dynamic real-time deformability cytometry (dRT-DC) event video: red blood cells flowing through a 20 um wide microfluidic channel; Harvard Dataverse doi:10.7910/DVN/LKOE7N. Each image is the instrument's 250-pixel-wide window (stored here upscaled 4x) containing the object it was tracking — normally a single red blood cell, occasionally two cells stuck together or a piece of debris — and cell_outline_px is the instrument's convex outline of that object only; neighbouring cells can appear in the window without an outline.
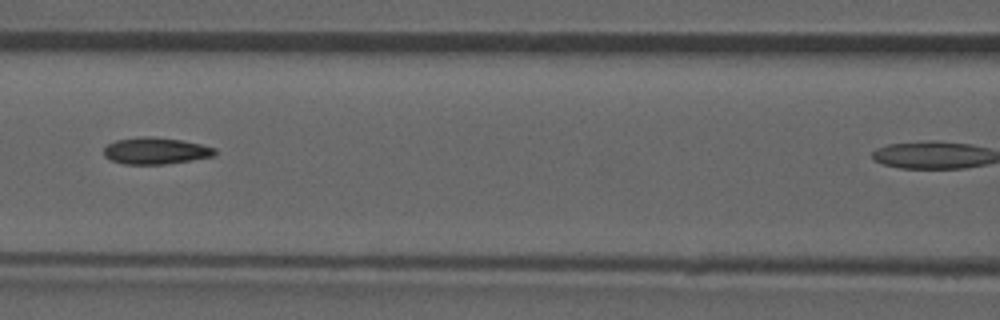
{"species": "common noctule bat (a hibernating species)", "species_latin": "Nyctalus noctula", "temperature_condition": "room temperature", "stored_images_in_passage": 28, "camera_frame_rate_fps": 3000, "um_per_image_px": 0.085, "animal": {"sex": "male", "forearm_length_mm": 52.5}, "frame": {"image": 1, "passage_image": 9, "time_ms": 2.667, "image_size_px": [1000, 320], "cell_outline_px": [[216, 152], [212, 156], [192, 160], [164, 164], [124, 164], [112, 160], [104, 156], [104, 148], [108, 144], [116, 140], [140, 136], [156, 136], [184, 140], [216, 148]], "centroid_in_image_um": [13.23, 12.8], "position_along_channel_um": 153.4, "area_um2": 17.34}}